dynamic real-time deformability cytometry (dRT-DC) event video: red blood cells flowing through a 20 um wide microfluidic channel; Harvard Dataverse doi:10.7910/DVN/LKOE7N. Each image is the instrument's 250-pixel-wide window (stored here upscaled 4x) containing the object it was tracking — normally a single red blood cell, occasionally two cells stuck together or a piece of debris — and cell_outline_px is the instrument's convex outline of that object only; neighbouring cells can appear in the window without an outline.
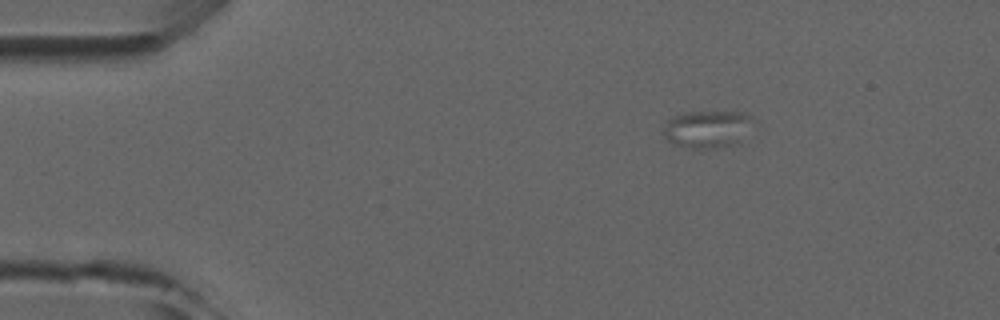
{"species": "common noctule bat (a hibernating species)", "species_latin": "Nyctalus noctula", "temperature_condition": "room temperature", "stored_images_in_passage": 4, "camera_frame_rate_fps": 3000, "um_per_image_px": 0.085, "animal": {"sex": "male", "forearm_length_mm": 52.5}, "frame": {"image": 1, "passage_image": 1, "time_ms": 0.0, "image_size_px": [1000, 320], "cell_outline_px": [[760, 124], [740, 144], [716, 148], [692, 148], [676, 144], [668, 140], [664, 136], [664, 128], [668, 120], [672, 116], [688, 112], [744, 112], [752, 116]], "centroid_in_image_um": [60.32, 10.97], "position_along_channel_um": 24.7, "area_um2": 20.4}}
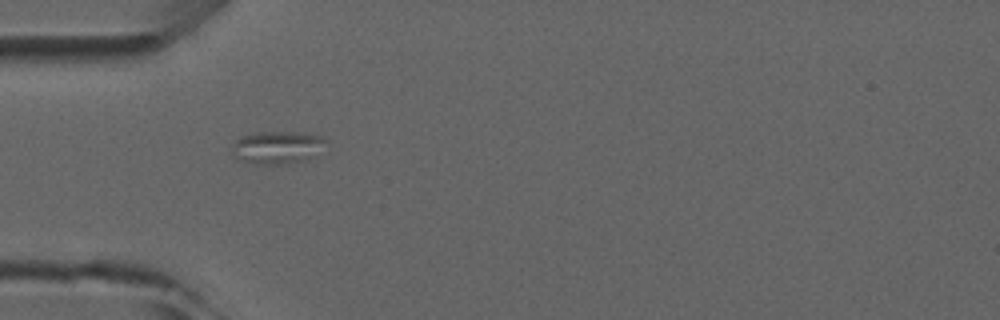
{"frame": {"image": 2, "passage_image": 3, "time_ms": 2.667, "image_size_px": [1000, 320], "cell_outline_px": [[328, 140], [308, 160], [284, 164], [252, 164], [236, 160], [232, 156], [232, 152], [236, 140], [240, 136], [256, 132], [300, 132], [320, 136]], "centroid_in_image_um": [23.5, 12.54], "position_along_channel_um": 61.5, "area_um2": 17.98}}
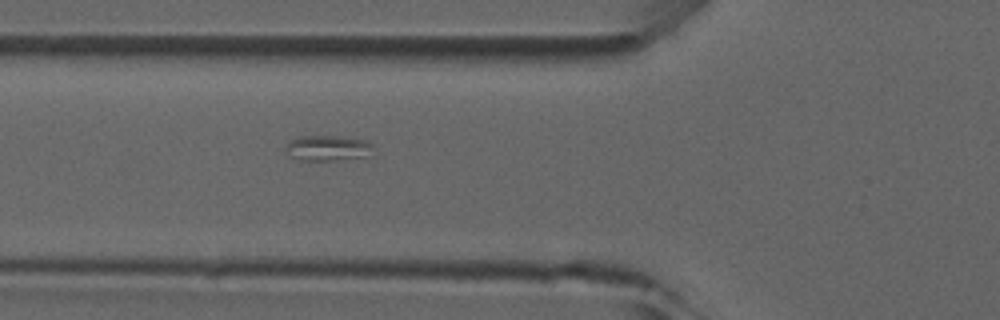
{"frame": {"image": 3, "passage_image": 4, "time_ms": 3.667, "image_size_px": [1000, 320], "cell_outline_px": [[372, 144], [364, 156], [336, 160], [300, 160], [292, 156], [284, 148], [292, 140], [300, 136], [336, 136], [368, 140]], "centroid_in_image_um": [27.81, 12.57], "position_along_channel_um": 98.0, "area_um2": 12.48}}